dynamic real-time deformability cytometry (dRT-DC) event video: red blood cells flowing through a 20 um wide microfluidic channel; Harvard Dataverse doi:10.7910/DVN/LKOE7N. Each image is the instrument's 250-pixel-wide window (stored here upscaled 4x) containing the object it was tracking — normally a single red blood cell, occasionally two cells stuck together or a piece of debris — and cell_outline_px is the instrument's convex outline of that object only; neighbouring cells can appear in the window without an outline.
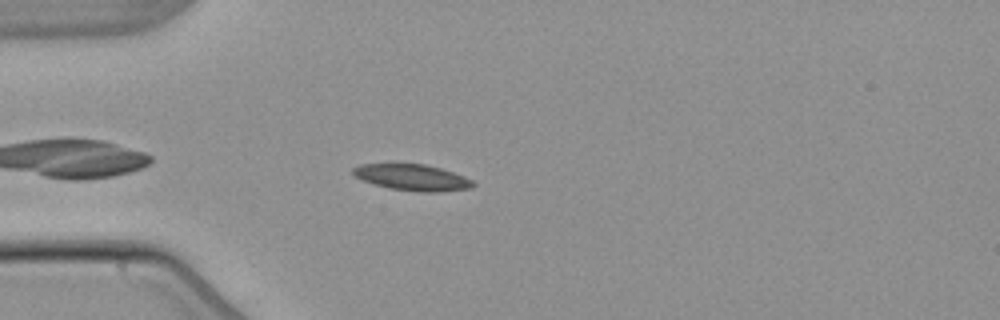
{"species": "common noctule bat (a hibernating species)", "species_latin": "Nyctalus noctula", "temperature_condition": "warm", "stored_images_in_passage": 43, "camera_frame_rate_fps": 3000, "um_per_image_px": 0.085, "animal": {"sex": "male", "body_mass_g": 21.5, "forearm_length_mm": 52.0}, "frame": {"image": 1, "passage_image": 4, "time_ms": 1.0, "image_size_px": [1000, 320], "cell_outline_px": [[476, 184], [472, 188], [440, 192], [420, 192], [388, 188], [352, 176], [352, 168], [360, 164], [424, 164], [440, 168], [464, 176], [472, 180]], "centroid_in_image_um": [35.05, 15.09], "position_along_channel_um": 49.9, "area_um2": 18.32}}
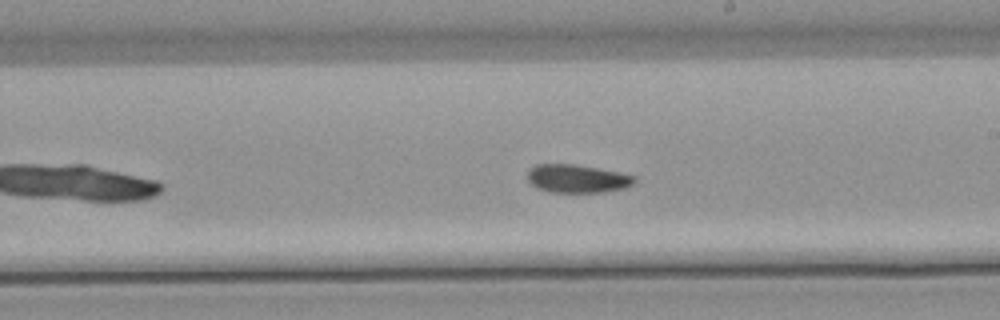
{"frame": {"image": 2, "passage_image": 20, "time_ms": 6.333, "image_size_px": [1000, 320], "cell_outline_px": [[636, 180], [632, 184], [624, 188], [608, 192], [548, 192], [536, 188], [528, 180], [528, 168], [536, 164], [572, 164], [620, 172], [636, 176]], "centroid_in_image_um": [49.05, 15.19], "position_along_channel_um": 239.9, "area_um2": 17.69}}
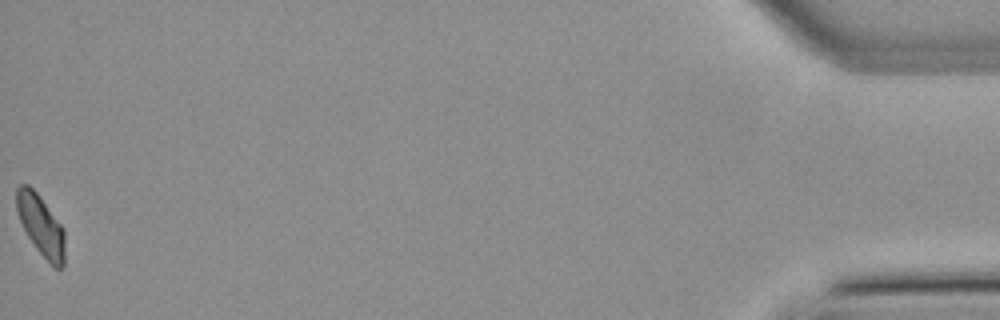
{"frame": {"image": 3, "passage_image": 43, "time_ms": 14.0, "image_size_px": [1000, 320], "cell_outline_px": [[64, 264], [60, 268], [56, 268], [36, 248], [28, 236], [16, 212], [16, 188], [20, 184], [28, 184], [36, 192], [64, 228]], "centroid_in_image_um": [3.46, 19.12], "position_along_channel_um": 431.7, "area_um2": 16.76}}